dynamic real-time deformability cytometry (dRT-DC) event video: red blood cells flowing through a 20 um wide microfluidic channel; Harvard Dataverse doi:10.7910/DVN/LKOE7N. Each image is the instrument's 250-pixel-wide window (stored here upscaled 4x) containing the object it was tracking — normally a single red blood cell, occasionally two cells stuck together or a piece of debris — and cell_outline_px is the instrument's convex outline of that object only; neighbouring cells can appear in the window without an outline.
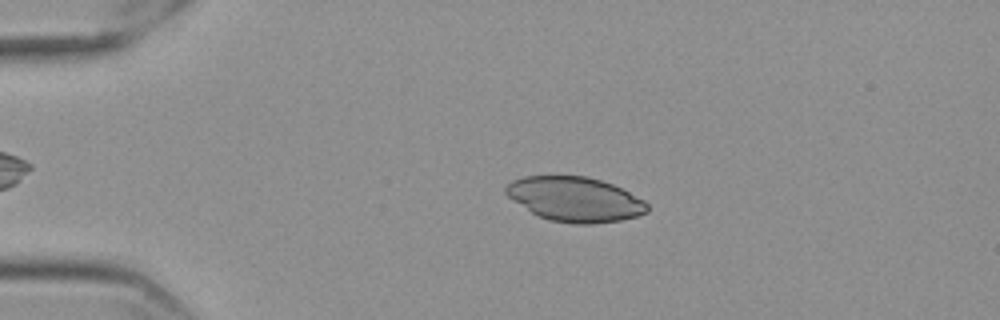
{"species": "Egyptian fruit bat (a non-hibernating species)", "species_latin": "Rousettus aegyptiacus", "temperature_condition": "cold", "stored_images_in_passage": 56, "camera_frame_rate_fps": 3000, "um_per_image_px": 0.085, "frame": {"image": 1, "passage_image": 12, "time_ms": 3.667, "image_size_px": [1000, 320], "cell_outline_px": [[648, 212], [636, 216], [620, 220], [592, 224], [576, 224], [548, 220], [536, 216], [508, 196], [504, 192], [504, 188], [512, 180], [524, 176], [588, 176], [612, 184], [644, 200], [648, 204]], "centroid_in_image_um": [48.85, 16.94], "position_along_channel_um": 36.2, "area_um2": 36.76}}